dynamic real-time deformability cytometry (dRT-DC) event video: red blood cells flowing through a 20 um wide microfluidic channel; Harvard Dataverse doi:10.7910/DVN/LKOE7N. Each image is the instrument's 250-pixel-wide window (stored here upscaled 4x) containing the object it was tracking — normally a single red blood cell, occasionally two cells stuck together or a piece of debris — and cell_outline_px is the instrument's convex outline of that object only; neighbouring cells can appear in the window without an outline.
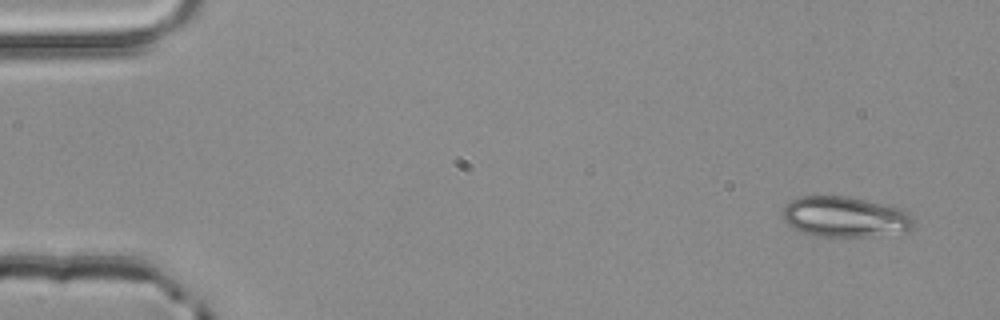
{"species": "common noctule bat (a hibernating species)", "species_latin": "Nyctalus noctula", "temperature_condition": "room temperature", "stored_images_in_passage": 4, "segment_of_instrument_passage": [2, 2], "camera_frame_rate_fps": 3000, "um_per_image_px": 0.085, "animal": {"sex": "male", "body_mass_g": 20.4}, "frame": {"image": 1, "passage_image": 4, "time_ms": 1.0, "image_size_px": [1000, 320], "cell_outline_px": [[916, 224], [912, 228], [904, 232], [872, 236], [812, 236], [792, 228], [784, 220], [784, 208], [792, 200], [800, 196], [848, 196], [904, 208], [912, 212]], "centroid_in_image_um": [71.91, 18.43], "position_along_channel_um": 13.1, "area_um2": 31.33}}